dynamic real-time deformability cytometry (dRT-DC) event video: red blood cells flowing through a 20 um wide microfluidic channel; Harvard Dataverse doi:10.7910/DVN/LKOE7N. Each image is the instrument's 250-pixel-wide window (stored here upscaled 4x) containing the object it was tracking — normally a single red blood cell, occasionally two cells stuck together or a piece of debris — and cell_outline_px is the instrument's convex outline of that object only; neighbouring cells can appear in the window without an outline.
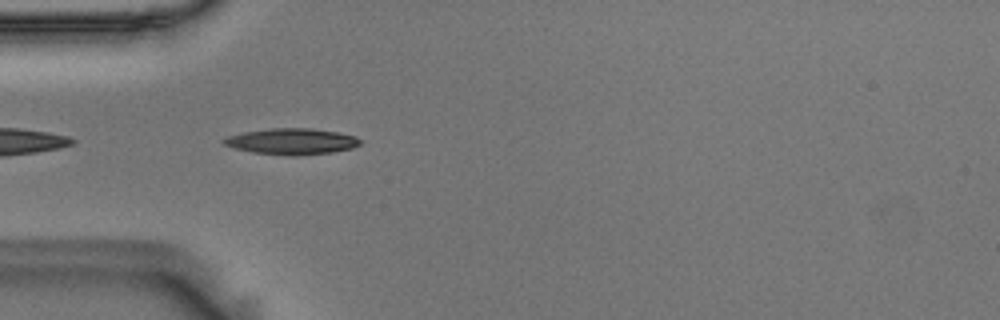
{"species": "Egyptian fruit bat (a non-hibernating species)", "species_latin": "Rousettus aegyptiacus", "temperature_condition": "room temperature", "stored_images_in_passage": 8, "camera_frame_rate_fps": 3000, "um_per_image_px": 0.085, "animal": {"sex": "male"}, "frame": {"image": 1, "passage_image": 2, "time_ms": 0.333, "image_size_px": [1000, 320], "cell_outline_px": [[364, 140], [360, 144], [352, 148], [332, 152], [296, 156], [288, 156], [252, 152], [236, 148], [224, 144], [220, 140], [228, 136], [244, 132], [272, 128], [312, 128], [336, 132], [356, 136]], "centroid_in_image_um": [24.83, 12.02], "position_along_channel_um": 60.2, "area_um2": 20.81}}
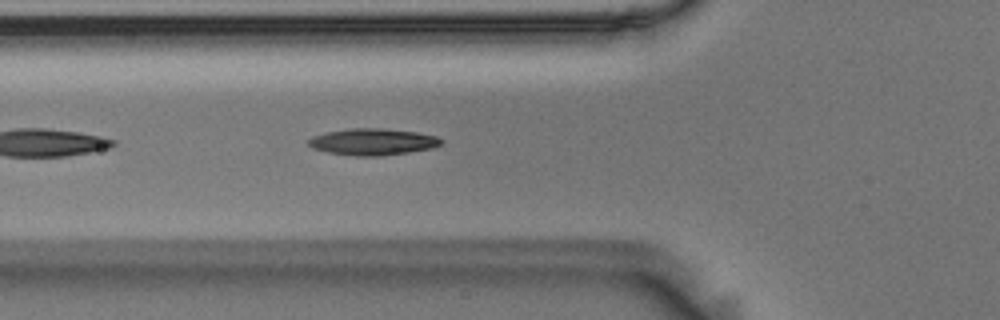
{"frame": {"image": 2, "passage_image": 5, "time_ms": 1.333, "image_size_px": [1000, 320], "cell_outline_px": [[444, 140], [440, 144], [432, 148], [408, 152], [380, 156], [356, 156], [328, 152], [312, 148], [308, 144], [308, 140], [312, 136], [328, 132], [352, 128], [380, 128], [416, 132], [436, 136]], "centroid_in_image_um": [31.68, 12.05], "position_along_channel_um": 94.1, "area_um2": 20.4}}